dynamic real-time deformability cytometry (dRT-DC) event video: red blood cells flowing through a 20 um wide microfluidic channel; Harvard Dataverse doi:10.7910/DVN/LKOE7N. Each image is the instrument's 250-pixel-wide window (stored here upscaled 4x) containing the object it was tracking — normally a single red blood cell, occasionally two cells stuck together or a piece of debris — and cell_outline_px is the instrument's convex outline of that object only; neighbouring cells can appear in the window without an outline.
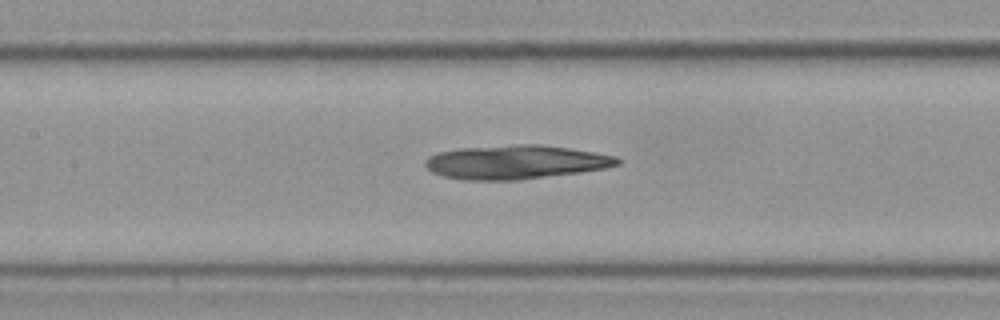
{"species": "Egyptian fruit bat (a non-hibernating species)", "species_latin": "Rousettus aegyptiacus", "temperature_condition": "cold", "stored_images_in_passage": 36, "camera_frame_rate_fps": 3000, "um_per_image_px": 0.085, "frame": {"image": 1, "passage_image": 17, "time_ms": 5.333, "image_size_px": [1000, 320], "cell_outline_px": [[620, 164], [604, 168], [576, 172], [516, 180], [464, 180], [444, 176], [432, 172], [424, 164], [424, 160], [428, 156], [436, 152], [460, 148], [516, 144], [540, 144], [568, 148], [616, 156], [620, 160]], "centroid_in_image_um": [43.76, 13.77], "position_along_channel_um": 163.6, "area_um2": 37.69}}
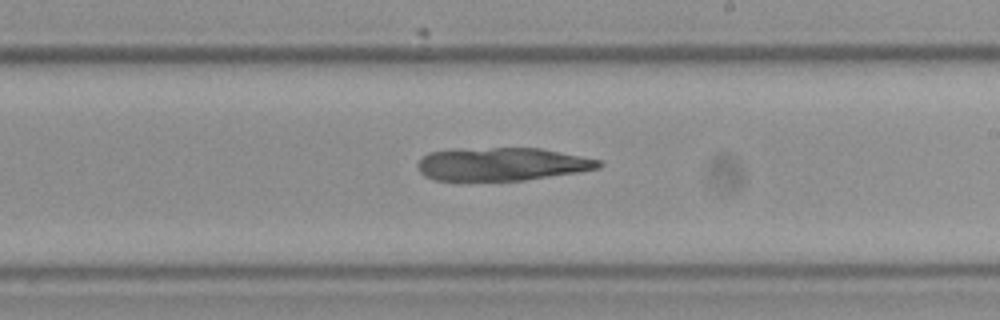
{"frame": {"image": 2, "passage_image": 24, "time_ms": 7.667, "image_size_px": [1000, 320], "cell_outline_px": [[604, 164], [600, 168], [580, 172], [524, 180], [436, 180], [424, 176], [416, 168], [416, 164], [428, 152], [460, 148], [540, 148], [600, 160]], "centroid_in_image_um": [42.65, 13.94], "position_along_channel_um": 246.4, "area_um2": 35.03}}
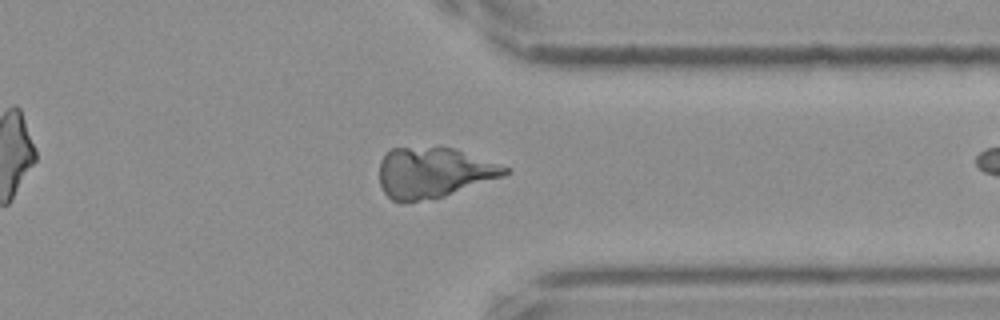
{"frame": {"image": 3, "passage_image": 35, "time_ms": 11.333, "image_size_px": [1000, 320], "cell_outline_px": [[508, 172], [504, 176], [444, 196], [416, 200], [392, 200], [384, 192], [380, 184], [380, 160], [384, 152], [392, 148], [452, 148], [508, 168]], "centroid_in_image_um": [36.8, 14.66], "position_along_channel_um": 374.6, "area_um2": 35.89}}